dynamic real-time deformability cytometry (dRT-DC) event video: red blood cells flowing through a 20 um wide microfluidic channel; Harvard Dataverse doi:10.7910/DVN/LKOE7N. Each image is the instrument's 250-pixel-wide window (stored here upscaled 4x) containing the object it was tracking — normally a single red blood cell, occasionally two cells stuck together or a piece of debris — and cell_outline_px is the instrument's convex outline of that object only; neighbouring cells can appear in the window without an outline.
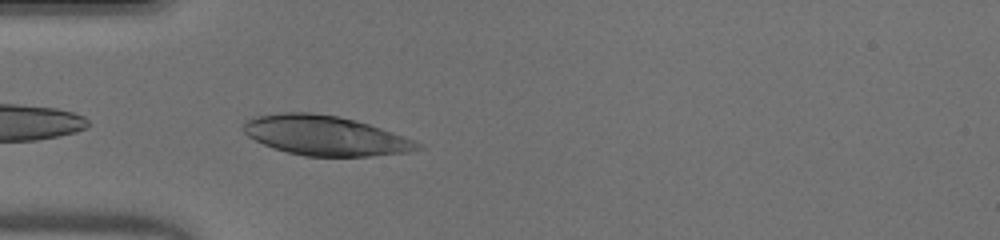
{"species": "human", "species_latin": "Homo sapiens", "temperature_condition": "warm", "stored_images_in_passage": 7, "camera_frame_rate_fps": 3000, "um_per_image_px": 0.085, "donor": {"sex": "male"}, "frame": {"image": 1, "passage_image": 1, "time_ms": 0.0, "image_size_px": [1000, 240], "cell_outline_px": [[424, 148], [408, 152], [368, 156], [304, 156], [288, 152], [264, 144], [248, 136], [244, 132], [244, 124], [248, 120], [256, 116], [284, 112], [308, 112], [336, 116], [356, 120], [404, 136], [424, 144]], "centroid_in_image_um": [27.69, 11.53], "position_along_channel_um": 57.3, "area_um2": 39.94}}
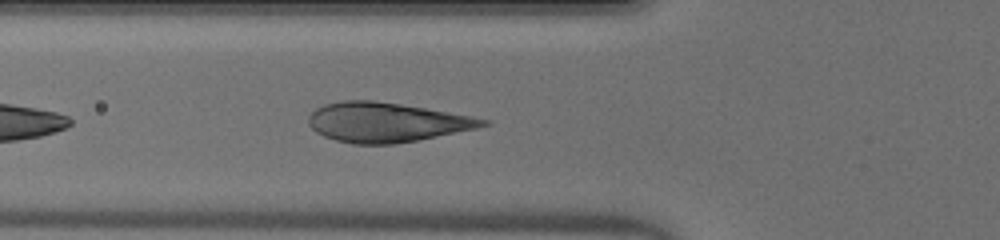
{"frame": {"image": 2, "passage_image": 4, "time_ms": 1.0, "image_size_px": [1000, 240], "cell_outline_px": [[492, 124], [476, 128], [416, 140], [392, 144], [352, 144], [336, 140], [324, 136], [316, 132], [308, 124], [308, 116], [316, 108], [324, 104], [340, 100], [372, 100], [400, 104], [472, 116], [492, 120]], "centroid_in_image_um": [32.82, 10.39], "position_along_channel_um": 93.0, "area_um2": 40.0}}